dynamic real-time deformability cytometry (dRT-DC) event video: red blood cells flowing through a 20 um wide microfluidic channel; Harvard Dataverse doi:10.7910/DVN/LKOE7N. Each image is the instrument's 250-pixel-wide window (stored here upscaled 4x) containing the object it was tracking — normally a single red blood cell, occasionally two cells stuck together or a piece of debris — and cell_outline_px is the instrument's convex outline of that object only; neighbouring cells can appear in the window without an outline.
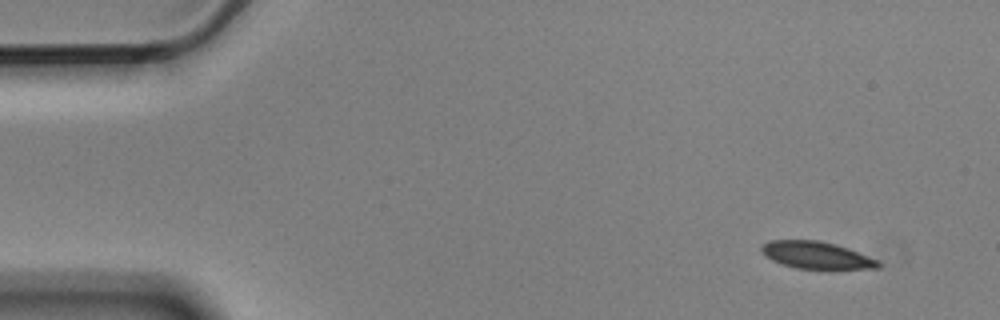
{"species": "Egyptian fruit bat (a non-hibernating species)", "species_latin": "Rousettus aegyptiacus", "temperature_condition": "cold", "stored_images_in_passage": 4, "camera_frame_rate_fps": 3000, "um_per_image_px": 0.085, "animal": {"sex": "male"}, "frame": {"image": 1, "passage_image": 1, "time_ms": 0.0, "image_size_px": [1000, 320], "cell_outline_px": [[880, 268], [796, 268], [780, 264], [764, 256], [760, 252], [760, 248], [764, 244], [772, 240], [816, 240], [836, 244], [848, 248], [876, 260], [880, 264]], "centroid_in_image_um": [69.31, 21.68], "position_along_channel_um": 15.7, "area_um2": 18.15}}
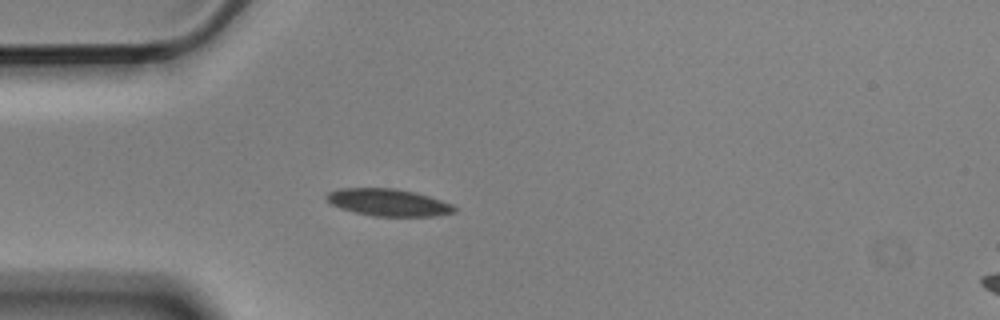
{"frame": {"image": 2, "passage_image": 4, "time_ms": 1.0, "image_size_px": [1000, 320], "cell_outline_px": [[456, 212], [436, 216], [372, 216], [340, 208], [332, 204], [324, 196], [328, 192], [340, 188], [396, 188], [416, 192], [452, 204], [456, 208]], "centroid_in_image_um": [33.01, 17.2], "position_along_channel_um": 52.0, "area_um2": 20.23}}